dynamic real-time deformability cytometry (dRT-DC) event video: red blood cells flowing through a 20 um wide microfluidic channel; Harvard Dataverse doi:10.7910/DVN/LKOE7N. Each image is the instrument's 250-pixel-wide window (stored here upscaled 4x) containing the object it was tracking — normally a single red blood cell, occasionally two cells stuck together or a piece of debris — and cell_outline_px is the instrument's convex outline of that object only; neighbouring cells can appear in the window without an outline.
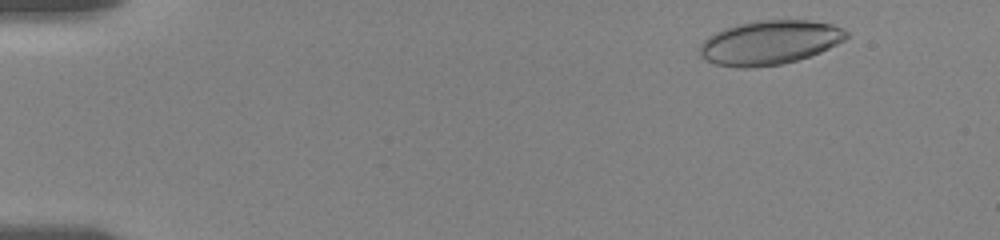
{"species": "human", "species_latin": "Homo sapiens", "temperature_condition": "room temperature", "stored_images_in_passage": 53, "camera_frame_rate_fps": 3000, "um_per_image_px": 0.085, "donor": {"sex": "female"}, "frame": {"image": 1, "passage_image": 3, "time_ms": 0.667, "image_size_px": [1000, 240], "cell_outline_px": [[848, 36], [844, 40], [820, 52], [796, 60], [780, 64], [748, 68], [740, 68], [716, 64], [700, 56], [700, 44], [708, 36], [724, 28], [736, 24], [756, 20], [808, 20], [832, 24], [844, 28], [848, 32]], "centroid_in_image_um": [65.41, 3.6], "position_along_channel_um": 19.6, "area_um2": 37.63}}
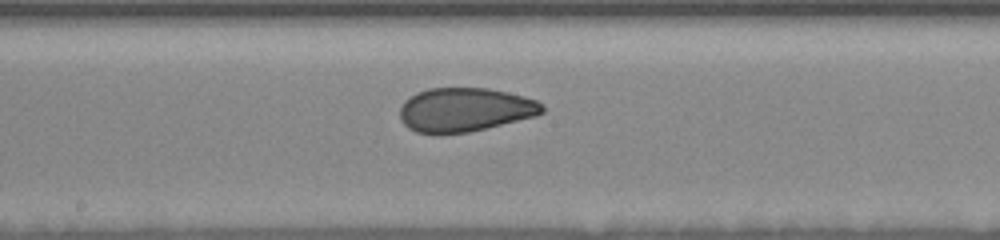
{"frame": {"image": 2, "passage_image": 28, "time_ms": 9.0, "image_size_px": [1000, 240], "cell_outline_px": [[544, 112], [536, 116], [468, 132], [416, 132], [408, 128], [400, 120], [400, 108], [404, 100], [416, 92], [428, 88], [488, 88], [524, 96], [536, 100], [544, 104]], "centroid_in_image_um": [39.52, 9.3], "position_along_channel_um": 208.7, "area_um2": 36.18}}
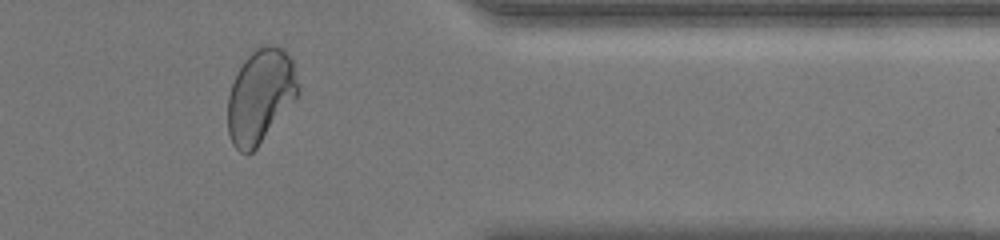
{"frame": {"image": 3, "passage_image": 44, "time_ms": 14.333, "image_size_px": [1000, 240], "cell_outline_px": [[300, 92], [296, 100], [256, 148], [252, 152], [240, 152], [232, 144], [228, 132], [228, 96], [232, 84], [244, 60], [256, 48], [264, 44], [276, 44], [284, 48], [292, 60], [300, 88]], "centroid_in_image_um": [22.16, 8.14], "position_along_channel_um": 389.2, "area_um2": 38.61}, "authors_computed_cell_mechanics": {"area_um2": 38.0902, "velocity_mm_per_s": 3.598, "shape_relaxation_time_tau1_ms": 8.7817, "shape_relaxation_time_tau2_ms": 0.9599, "deformation_change_tau1": 0.1859, "deformation_change_tau2": 0.0588}}